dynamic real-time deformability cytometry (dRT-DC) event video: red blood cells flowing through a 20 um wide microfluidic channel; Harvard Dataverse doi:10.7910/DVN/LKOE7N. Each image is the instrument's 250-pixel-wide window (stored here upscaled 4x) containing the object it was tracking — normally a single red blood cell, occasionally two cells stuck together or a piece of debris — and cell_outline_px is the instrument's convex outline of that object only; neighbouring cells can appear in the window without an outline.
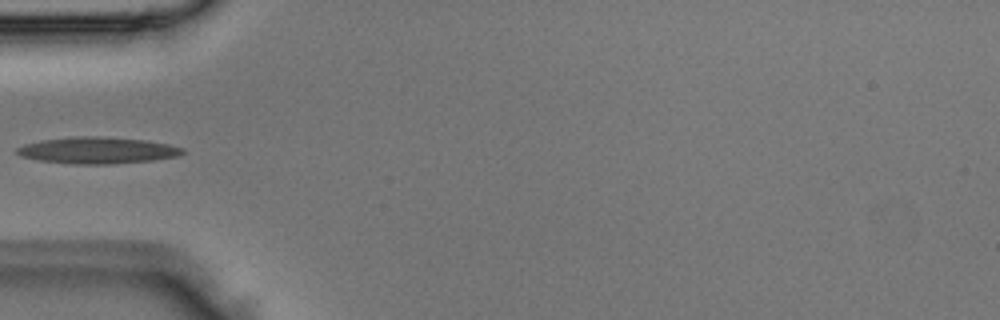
{"species": "Egyptian fruit bat (a non-hibernating species)", "species_latin": "Rousettus aegyptiacus", "temperature_condition": "room temperature", "stored_images_in_passage": 3, "camera_frame_rate_fps": 3000, "um_per_image_px": 0.085, "animal": {"sex": "male"}, "frame": {"image": 1, "passage_image": 3, "time_ms": 0.667, "image_size_px": [1000, 320], "cell_outline_px": [[184, 152], [180, 156], [152, 160], [108, 164], [72, 164], [40, 160], [20, 156], [16, 152], [16, 148], [24, 144], [40, 140], [72, 136], [100, 136], [144, 140], [168, 144], [184, 148]], "centroid_in_image_um": [8.26, 12.77], "position_along_channel_um": 76.7, "area_um2": 25.66}}